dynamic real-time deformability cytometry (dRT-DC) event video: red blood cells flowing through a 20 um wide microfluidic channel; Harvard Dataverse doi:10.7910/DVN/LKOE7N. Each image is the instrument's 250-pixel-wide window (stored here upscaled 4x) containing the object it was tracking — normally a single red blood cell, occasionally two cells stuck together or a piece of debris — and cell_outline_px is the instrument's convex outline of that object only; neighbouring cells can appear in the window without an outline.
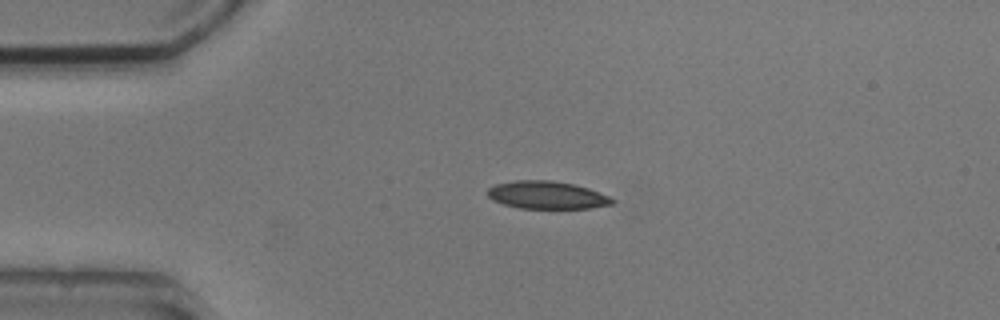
{"species": "common noctule bat (a hibernating species)", "species_latin": "Nyctalus noctula", "temperature_condition": "cold", "stored_images_in_passage": 3, "camera_frame_rate_fps": 3000, "um_per_image_px": 0.085, "animal": {"sex": "male", "body_mass_g": 20.5, "forearm_length_mm": 52.5}, "frame": {"image": 1, "passage_image": 1, "time_ms": 0.0, "image_size_px": [1000, 320], "cell_outline_px": [[616, 200], [612, 204], [588, 208], [520, 208], [504, 204], [492, 200], [488, 196], [488, 188], [496, 184], [516, 180], [552, 180], [572, 184], [588, 188], [608, 196]], "centroid_in_image_um": [46.47, 16.57], "position_along_channel_um": 38.5, "area_um2": 19.94}}